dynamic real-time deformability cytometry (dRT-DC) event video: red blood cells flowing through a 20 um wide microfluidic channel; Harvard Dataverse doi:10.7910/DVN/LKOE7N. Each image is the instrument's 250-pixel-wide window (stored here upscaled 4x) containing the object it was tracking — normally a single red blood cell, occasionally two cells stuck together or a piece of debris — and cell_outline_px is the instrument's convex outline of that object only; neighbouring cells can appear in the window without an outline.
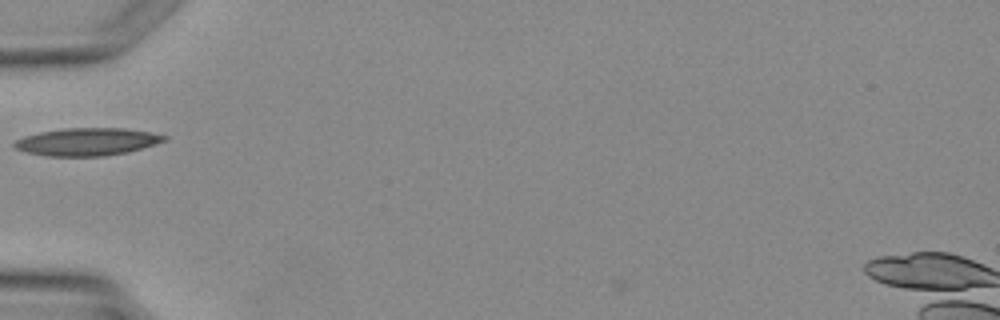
{"species": "Egyptian fruit bat (a non-hibernating species)", "species_latin": "Rousettus aegyptiacus", "temperature_condition": "warm", "stored_images_in_passage": 1, "camera_frame_rate_fps": 3000, "um_per_image_px": 0.085, "animal": {"sex": "female"}, "frame": {"image": 1, "passage_image": 1, "time_ms": 0.0, "image_size_px": [1000, 320], "cell_outline_px": [[168, 140], [156, 144], [128, 152], [104, 156], [48, 156], [28, 152], [16, 148], [12, 144], [16, 140], [24, 136], [40, 132], [64, 128], [124, 128], [152, 132], [168, 136]], "centroid_in_image_um": [7.45, 12.04], "position_along_channel_um": 77.5, "area_um2": 24.16}}